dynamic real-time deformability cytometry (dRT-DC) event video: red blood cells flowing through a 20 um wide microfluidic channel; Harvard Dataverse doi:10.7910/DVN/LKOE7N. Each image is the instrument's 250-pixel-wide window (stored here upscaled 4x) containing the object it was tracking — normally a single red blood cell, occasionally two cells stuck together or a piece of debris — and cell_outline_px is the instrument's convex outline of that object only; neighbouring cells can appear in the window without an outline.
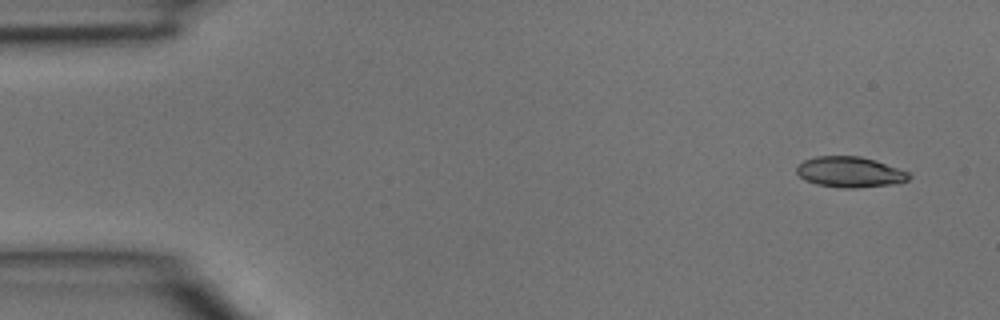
{"species": "common noctule bat (a hibernating species)", "species_latin": "Nyctalus noctula", "temperature_condition": "room temperature", "stored_images_in_passage": 4, "camera_frame_rate_fps": 3000, "um_per_image_px": 0.085, "animal": {"sex": "male", "body_mass_g": 15.6}, "frame": {"image": 1, "passage_image": 1, "time_ms": 0.0, "image_size_px": [1000, 320], "cell_outline_px": [[912, 176], [908, 180], [892, 184], [856, 188], [844, 188], [816, 184], [804, 180], [796, 172], [796, 168], [804, 160], [816, 156], [860, 156], [908, 172]], "centroid_in_image_um": [72.2, 14.63], "position_along_channel_um": 12.8, "area_um2": 19.77}}
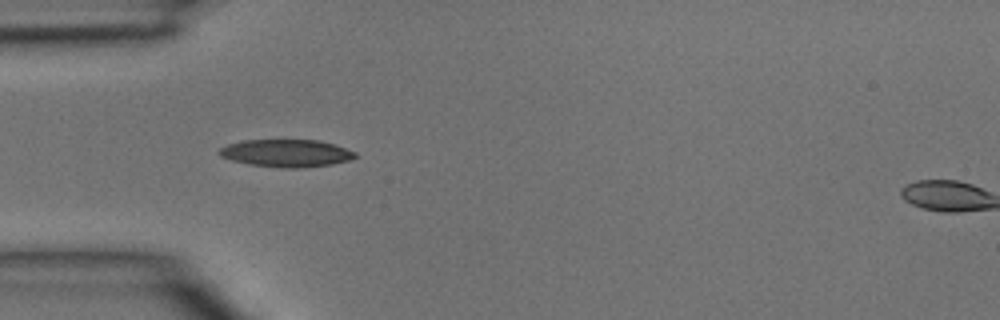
{"frame": {"image": 2, "passage_image": 4, "time_ms": 1.0, "image_size_px": [1000, 320], "cell_outline_px": [[356, 156], [348, 160], [332, 164], [300, 168], [284, 168], [248, 164], [232, 160], [220, 156], [216, 152], [220, 148], [228, 144], [240, 140], [320, 140], [356, 152]], "centroid_in_image_um": [24.28, 13.02], "position_along_channel_um": 60.7, "area_um2": 21.73}}